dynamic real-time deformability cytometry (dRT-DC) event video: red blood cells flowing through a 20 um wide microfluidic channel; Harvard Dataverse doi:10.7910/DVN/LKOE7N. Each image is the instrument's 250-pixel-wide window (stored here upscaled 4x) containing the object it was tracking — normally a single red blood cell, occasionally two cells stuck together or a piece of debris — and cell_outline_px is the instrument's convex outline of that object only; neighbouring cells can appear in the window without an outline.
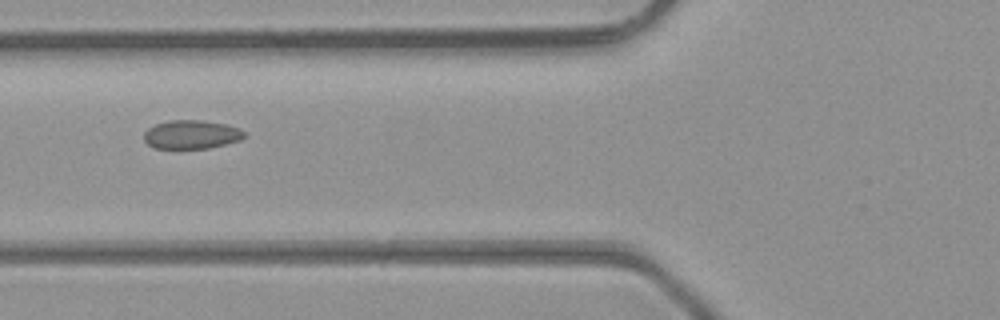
{"species": "common noctule bat (a hibernating species)", "species_latin": "Nyctalus noctula", "temperature_condition": "room temperature", "stored_images_in_passage": 2, "camera_frame_rate_fps": 3000, "um_per_image_px": 0.085, "animal": {"sex": "male", "body_mass_g": 23.1, "forearm_length_mm": 52.7}, "frame": {"image": 1, "passage_image": 2, "time_ms": 0.333, "image_size_px": [1000, 320], "cell_outline_px": [[244, 136], [240, 140], [208, 148], [156, 148], [148, 144], [144, 140], [144, 132], [148, 128], [156, 124], [168, 120], [204, 120], [224, 124], [236, 128], [244, 132]], "centroid_in_image_um": [16.23, 11.42], "position_along_channel_um": 109.6, "area_um2": 16.53}}